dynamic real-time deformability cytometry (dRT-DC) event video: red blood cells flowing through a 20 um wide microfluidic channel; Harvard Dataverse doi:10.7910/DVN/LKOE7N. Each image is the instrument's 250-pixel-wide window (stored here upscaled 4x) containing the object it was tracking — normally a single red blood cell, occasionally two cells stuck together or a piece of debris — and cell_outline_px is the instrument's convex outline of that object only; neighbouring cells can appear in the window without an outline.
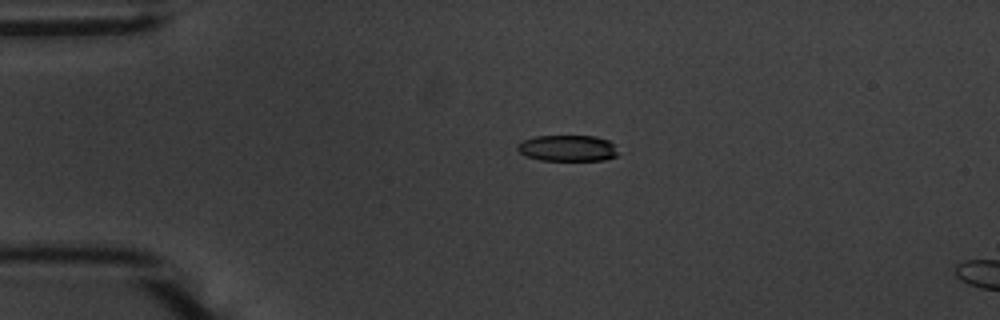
{"species": "common noctule bat (a hibernating species)", "species_latin": "Nyctalus noctula", "temperature_condition": "warm", "stored_images_in_passage": 5, "camera_frame_rate_fps": 3000, "um_per_image_px": 0.085, "animal": {"sex": "male", "body_mass_g": 20.1, "forearm_length_mm": 53.5}, "frame": {"image": 1, "passage_image": 1, "time_ms": 0.0, "image_size_px": [1000, 320], "cell_outline_px": [[616, 156], [604, 160], [540, 160], [524, 156], [516, 148], [516, 144], [524, 140], [536, 136], [596, 136], [608, 140], [612, 144], [616, 152]], "centroid_in_image_um": [48.19, 12.59], "position_along_channel_um": 36.8, "area_um2": 15.26}}